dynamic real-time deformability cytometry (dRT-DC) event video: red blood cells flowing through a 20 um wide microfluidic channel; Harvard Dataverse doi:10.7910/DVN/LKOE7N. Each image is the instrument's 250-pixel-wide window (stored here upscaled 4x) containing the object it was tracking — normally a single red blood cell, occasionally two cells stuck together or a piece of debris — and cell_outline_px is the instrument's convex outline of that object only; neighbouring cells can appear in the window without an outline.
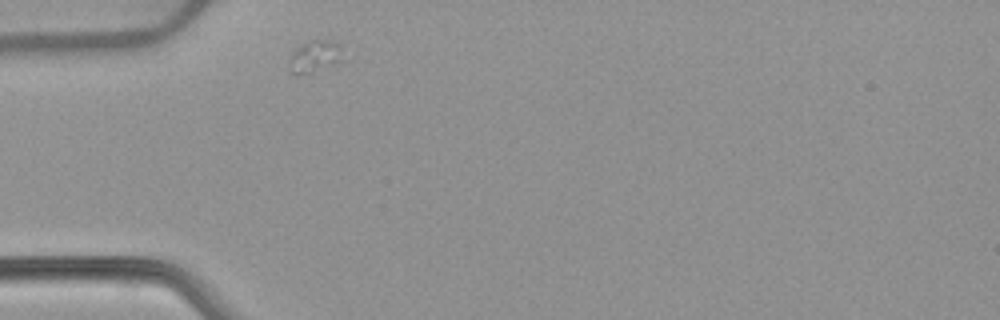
{"species": "common noctule bat (a hibernating species)", "species_latin": "Nyctalus noctula", "temperature_condition": "warm", "stored_images_in_passage": 41, "camera_frame_rate_fps": 3000, "um_per_image_px": 0.085, "animal": {"sex": "female", "body_mass_g": 22.7, "forearm_length_mm": 54.2}, "frame": {"image": 1, "passage_image": 1, "time_ms": 0.0, "image_size_px": [1000, 320], "cell_outline_px": [[352, 60], [308, 76], [296, 76], [292, 72], [288, 60], [292, 52], [296, 48], [312, 40], [328, 40], [344, 44], [352, 56]], "centroid_in_image_um": [27.02, 4.85], "position_along_channel_um": 58.0, "area_um2": 11.73}}
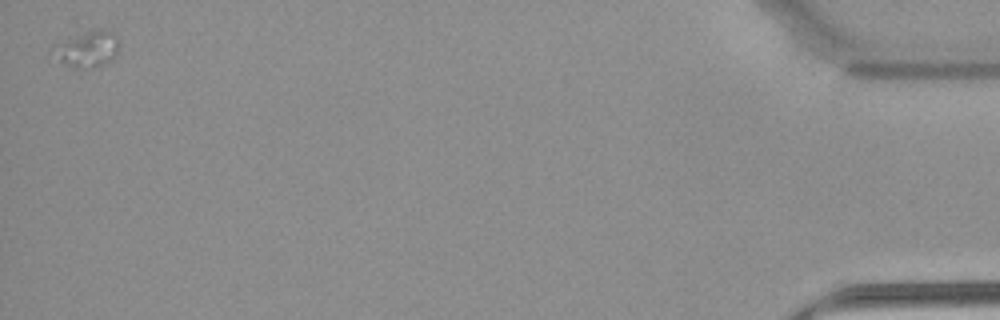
{"frame": {"image": 2, "passage_image": 41, "time_ms": 13.333, "image_size_px": [1000, 320], "cell_outline_px": [[120, 48], [116, 56], [104, 64], [88, 68], [76, 68], [60, 60], [48, 52], [52, 44], [88, 32], [112, 32], [120, 40]], "centroid_in_image_um": [7.4, 4.2], "position_along_channel_um": 427.8, "area_um2": 13.58}}